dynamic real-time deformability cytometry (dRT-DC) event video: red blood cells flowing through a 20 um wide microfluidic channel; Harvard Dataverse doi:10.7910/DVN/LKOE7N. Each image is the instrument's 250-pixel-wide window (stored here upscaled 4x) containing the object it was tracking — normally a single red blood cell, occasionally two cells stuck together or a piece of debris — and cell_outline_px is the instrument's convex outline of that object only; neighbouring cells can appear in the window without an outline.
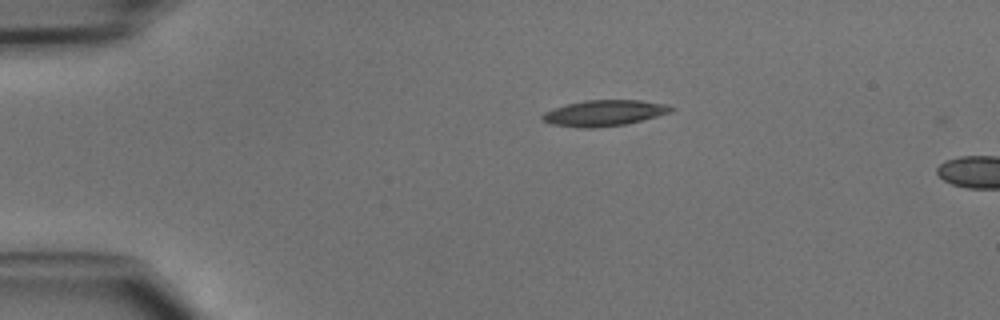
{"species": "common noctule bat (a hibernating species)", "species_latin": "Nyctalus noctula", "temperature_condition": "cold", "stored_images_in_passage": 4, "camera_frame_rate_fps": 3000, "um_per_image_px": 0.085, "animal": {"sex": "male", "body_mass_g": 15.6}, "frame": {"image": 1, "passage_image": 1, "time_ms": 0.0, "image_size_px": [1000, 320], "cell_outline_px": [[676, 108], [668, 112], [656, 116], [624, 124], [596, 128], [580, 128], [552, 124], [540, 120], [540, 116], [544, 112], [568, 104], [588, 100], [640, 100], [668, 104]], "centroid_in_image_um": [51.33, 9.61], "position_along_channel_um": 33.7, "area_um2": 19.25}}